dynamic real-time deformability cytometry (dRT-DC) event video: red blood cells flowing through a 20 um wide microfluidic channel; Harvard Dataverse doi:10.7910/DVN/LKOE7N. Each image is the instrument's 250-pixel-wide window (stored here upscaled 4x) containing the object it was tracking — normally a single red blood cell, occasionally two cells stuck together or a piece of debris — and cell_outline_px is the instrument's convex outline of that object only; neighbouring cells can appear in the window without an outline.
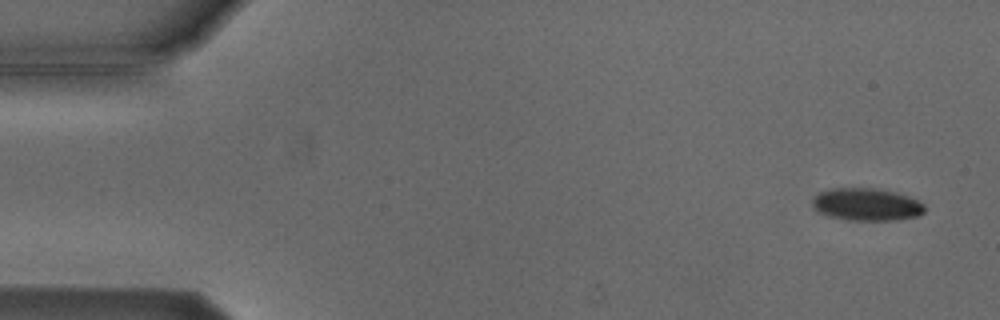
{"species": "Egyptian fruit bat (a non-hibernating species)", "species_latin": "Rousettus aegyptiacus", "temperature_condition": "cold", "stored_images_in_passage": 4, "camera_frame_rate_fps": 3000, "um_per_image_px": 0.085, "animal": {"sex": "male"}, "frame": {"image": 1, "passage_image": 1, "time_ms": 0.0, "image_size_px": [1000, 320], "cell_outline_px": [[924, 212], [920, 216], [896, 220], [848, 220], [828, 216], [820, 212], [812, 204], [812, 200], [820, 192], [828, 188], [872, 188], [892, 192], [908, 196], [924, 204]], "centroid_in_image_um": [73.66, 17.38], "position_along_channel_um": 11.3, "area_um2": 21.1}}
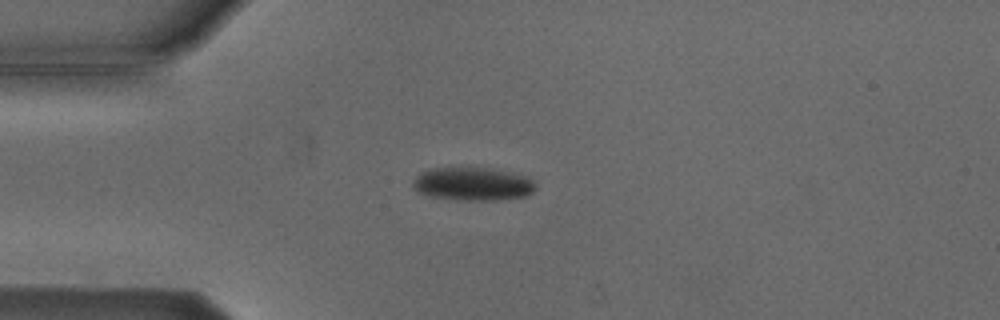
{"frame": {"image": 2, "passage_image": 4, "time_ms": 3.667, "image_size_px": [1000, 320], "cell_outline_px": [[536, 188], [528, 196], [496, 200], [456, 200], [428, 196], [416, 192], [412, 188], [412, 180], [420, 172], [428, 168], [468, 164], [488, 168], [524, 176], [532, 180], [536, 184]], "centroid_in_image_um": [40.08, 15.6], "position_along_channel_um": 44.9, "area_um2": 24.8}}